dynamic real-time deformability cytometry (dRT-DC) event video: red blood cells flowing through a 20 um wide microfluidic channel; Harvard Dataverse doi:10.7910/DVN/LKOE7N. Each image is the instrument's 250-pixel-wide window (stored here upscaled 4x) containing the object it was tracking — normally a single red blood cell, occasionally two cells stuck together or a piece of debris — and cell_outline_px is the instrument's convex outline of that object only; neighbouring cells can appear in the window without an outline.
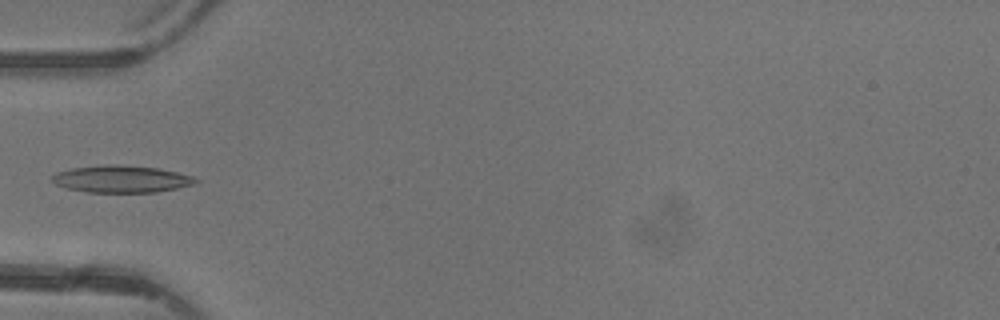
{"species": "common noctule bat (a hibernating species)", "species_latin": "Nyctalus noctula", "temperature_condition": "warm", "stored_images_in_passage": 5, "camera_frame_rate_fps": 3000, "um_per_image_px": 0.085, "animal": {"sex": "female"}, "frame": {"image": 1, "passage_image": 5, "time_ms": 4.667, "image_size_px": [1000, 320], "cell_outline_px": [[200, 180], [192, 184], [176, 188], [156, 192], [88, 192], [68, 188], [56, 184], [52, 180], [52, 176], [56, 172], [72, 168], [104, 164], [116, 164], [156, 168], [176, 172], [192, 176]], "centroid_in_image_um": [10.29, 15.21], "position_along_channel_um": 74.7, "area_um2": 22.43}}